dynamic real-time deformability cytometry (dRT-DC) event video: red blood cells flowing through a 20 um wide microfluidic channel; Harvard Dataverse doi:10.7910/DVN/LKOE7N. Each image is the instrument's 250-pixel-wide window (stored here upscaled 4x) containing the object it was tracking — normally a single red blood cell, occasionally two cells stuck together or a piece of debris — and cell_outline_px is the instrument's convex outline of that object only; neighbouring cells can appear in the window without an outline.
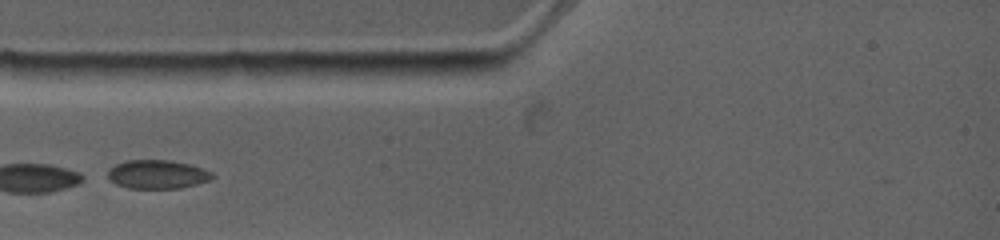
{"species": "common noctule bat (a hibernating species)", "species_latin": "Nyctalus noctula", "temperature_condition": "warm", "stored_images_in_passage": 4, "camera_frame_rate_fps": 4500, "um_per_image_px": 0.085, "animal": {"sex": "female", "body_mass_g": 19.0, "forearm_length_mm": 53.3}, "frame": {"image": 1, "passage_image": 1, "time_ms": 0.0, "image_size_px": [1000, 240], "cell_outline_px": [[216, 176], [212, 180], [180, 188], [128, 188], [116, 184], [108, 180], [108, 168], [116, 164], [128, 160], [168, 160], [188, 164], [212, 172]], "centroid_in_image_um": [13.36, 14.82], "position_along_channel_um": 71.6, "area_um2": 17.51}}
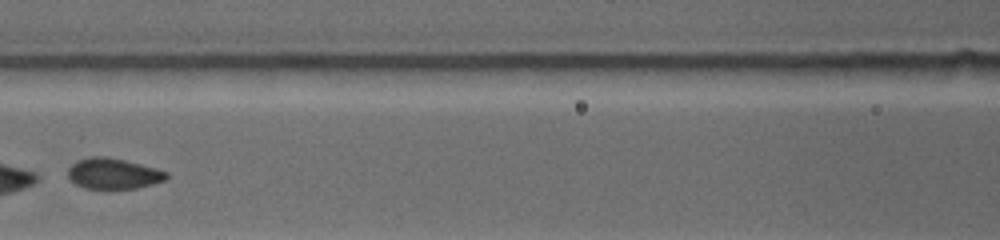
{"frame": {"image": 2, "passage_image": 3, "time_ms": 2.222, "image_size_px": [1000, 240], "cell_outline_px": [[168, 180], [136, 188], [112, 192], [84, 188], [76, 184], [68, 176], [68, 168], [76, 160], [92, 156], [104, 156], [124, 160], [156, 168], [168, 172]], "centroid_in_image_um": [9.64, 14.8], "position_along_channel_um": 157.0, "area_um2": 18.32}}
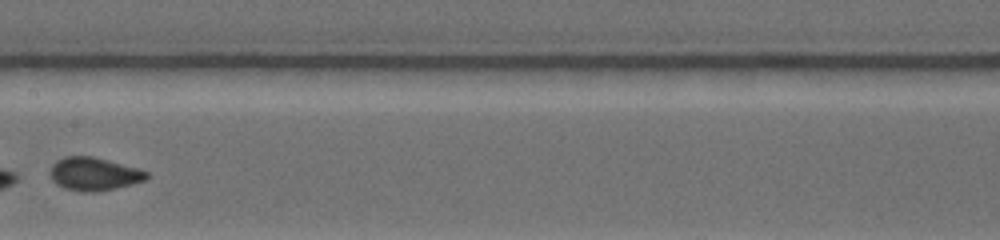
{"frame": {"image": 3, "passage_image": 4, "time_ms": 3.333, "image_size_px": [1000, 240], "cell_outline_px": [[148, 176], [144, 180], [132, 184], [116, 188], [96, 192], [80, 192], [64, 188], [56, 184], [52, 180], [48, 172], [52, 164], [56, 160], [64, 156], [92, 156], [140, 168], [148, 172]], "centroid_in_image_um": [7.95, 14.78], "position_along_channel_um": 199.4, "area_um2": 18.9}}